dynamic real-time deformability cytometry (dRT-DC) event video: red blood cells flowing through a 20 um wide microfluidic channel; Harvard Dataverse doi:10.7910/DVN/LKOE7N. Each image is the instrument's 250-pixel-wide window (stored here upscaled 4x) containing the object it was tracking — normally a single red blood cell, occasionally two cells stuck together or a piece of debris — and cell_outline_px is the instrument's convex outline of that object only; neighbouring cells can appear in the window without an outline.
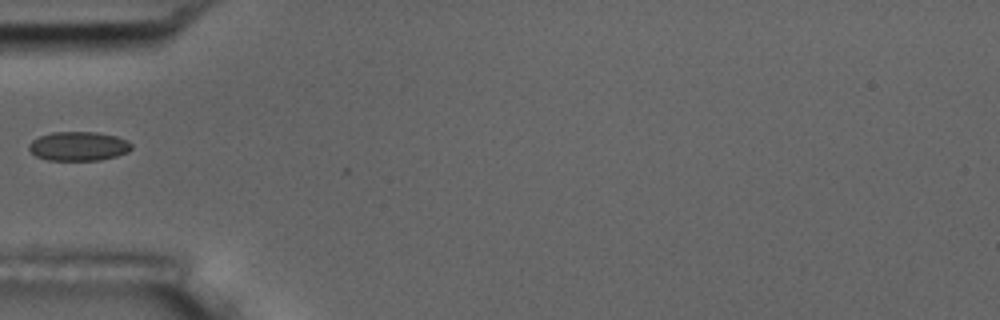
{"species": "common noctule bat (a hibernating species)", "species_latin": "Nyctalus noctula", "temperature_condition": "room temperature", "stored_images_in_passage": 2, "camera_frame_rate_fps": 3000, "um_per_image_px": 0.085, "animal": {"sex": "male", "body_mass_g": 17.5, "forearm_length_mm": 52.3}, "frame": {"image": 1, "passage_image": 1, "time_ms": 0.0, "image_size_px": [1000, 320], "cell_outline_px": [[132, 148], [128, 152], [116, 156], [100, 160], [48, 160], [36, 156], [28, 148], [28, 144], [32, 140], [40, 136], [52, 132], [96, 132], [116, 136], [132, 144]], "centroid_in_image_um": [6.66, 12.43], "position_along_channel_um": 78.3, "area_um2": 17.34}}